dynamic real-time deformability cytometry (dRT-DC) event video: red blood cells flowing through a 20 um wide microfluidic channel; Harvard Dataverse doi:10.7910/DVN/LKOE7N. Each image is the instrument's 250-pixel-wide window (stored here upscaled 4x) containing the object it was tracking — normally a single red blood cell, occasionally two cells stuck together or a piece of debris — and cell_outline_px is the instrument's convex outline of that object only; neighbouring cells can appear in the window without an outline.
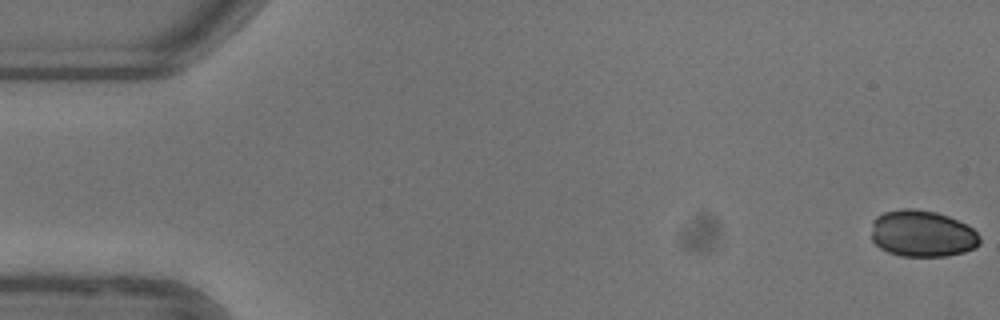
{"species": "common noctule bat (a hibernating species)", "species_latin": "Nyctalus noctula", "temperature_condition": "warm", "stored_images_in_passage": 53, "camera_frame_rate_fps": 3000, "um_per_image_px": 0.085, "animal": {"sex": "female"}, "frame": {"image": 1, "passage_image": 1, "time_ms": 0.0, "image_size_px": [1000, 320], "cell_outline_px": [[980, 244], [976, 248], [964, 252], [944, 256], [900, 256], [888, 252], [880, 248], [872, 240], [872, 220], [876, 216], [884, 212], [900, 208], [916, 208], [936, 212], [948, 216], [968, 224], [980, 236]], "centroid_in_image_um": [78.39, 19.85], "position_along_channel_um": 6.6, "area_um2": 29.82}}
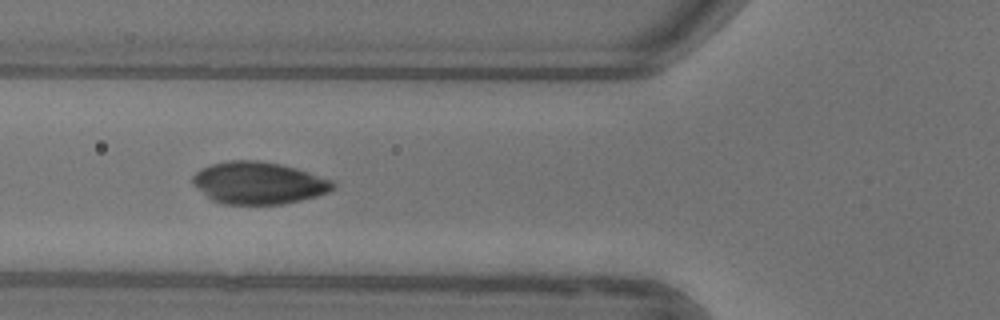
{"frame": {"image": 2, "passage_image": 20, "time_ms": 6.333, "image_size_px": [1000, 320], "cell_outline_px": [[336, 184], [328, 192], [316, 196], [300, 200], [280, 204], [224, 204], [212, 200], [192, 180], [192, 176], [200, 168], [212, 164], [228, 160], [256, 160], [280, 164], [296, 168], [332, 180]], "centroid_in_image_um": [21.99, 15.54], "position_along_channel_um": 103.8, "area_um2": 34.04}}
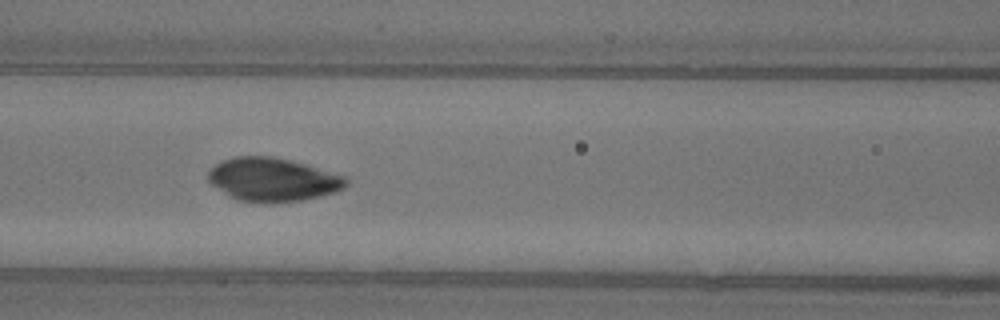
{"frame": {"image": 3, "passage_image": 23, "time_ms": 7.333, "image_size_px": [1000, 320], "cell_outline_px": [[348, 184], [344, 188], [320, 196], [300, 200], [268, 204], [264, 204], [236, 200], [212, 184], [208, 180], [208, 172], [216, 164], [224, 160], [236, 156], [272, 156], [288, 160], [344, 176], [348, 180]], "centroid_in_image_um": [23.15, 15.28], "position_along_channel_um": 143.4, "area_um2": 34.56}}